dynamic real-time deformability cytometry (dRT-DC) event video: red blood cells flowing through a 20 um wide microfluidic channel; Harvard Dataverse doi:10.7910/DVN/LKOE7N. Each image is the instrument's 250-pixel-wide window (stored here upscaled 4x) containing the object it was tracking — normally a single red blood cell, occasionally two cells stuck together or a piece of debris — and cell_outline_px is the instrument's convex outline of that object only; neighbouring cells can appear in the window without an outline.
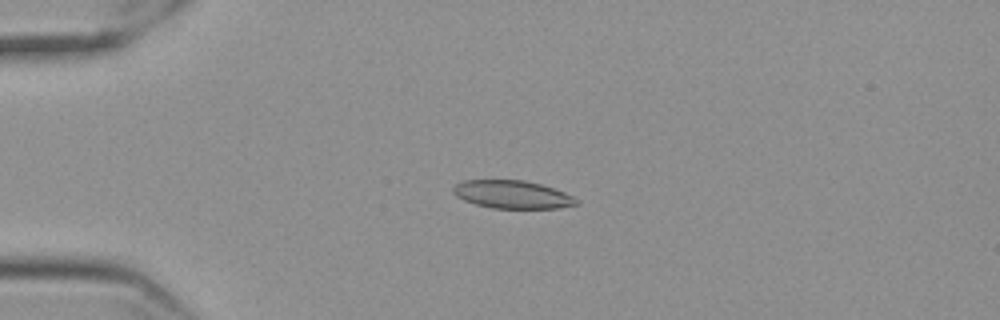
{"species": "Egyptian fruit bat (a non-hibernating species)", "species_latin": "Rousettus aegyptiacus", "temperature_condition": "cold", "stored_images_in_passage": 57, "camera_frame_rate_fps": 3000, "um_per_image_px": 0.085, "frame": {"image": 1, "passage_image": 14, "time_ms": 4.333, "image_size_px": [1000, 320], "cell_outline_px": [[580, 204], [560, 208], [492, 208], [476, 204], [464, 200], [456, 196], [452, 192], [452, 188], [456, 184], [464, 180], [524, 180], [540, 184], [564, 192], [572, 196]], "centroid_in_image_um": [43.53, 16.53], "position_along_channel_um": 41.5, "area_um2": 20.0}}
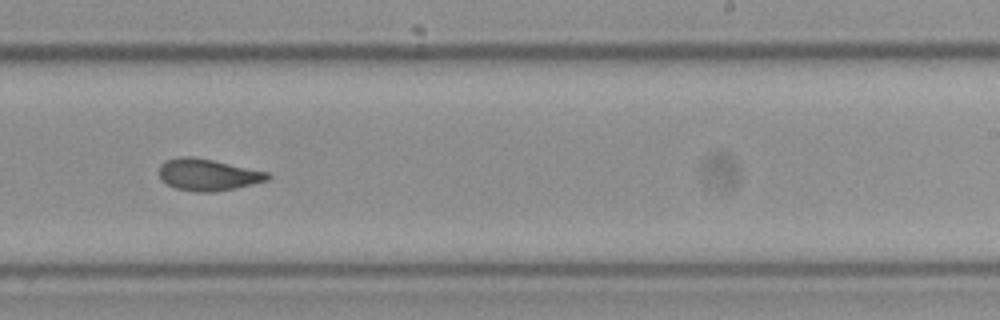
{"frame": {"image": 2, "passage_image": 36, "time_ms": 11.667, "image_size_px": [1000, 320], "cell_outline_px": [[272, 176], [268, 180], [252, 184], [212, 192], [196, 192], [176, 188], [168, 184], [160, 176], [160, 164], [164, 160], [180, 156], [192, 156], [212, 160], [268, 172]], "centroid_in_image_um": [17.66, 14.84], "position_along_channel_um": 271.3, "area_um2": 19.83}}
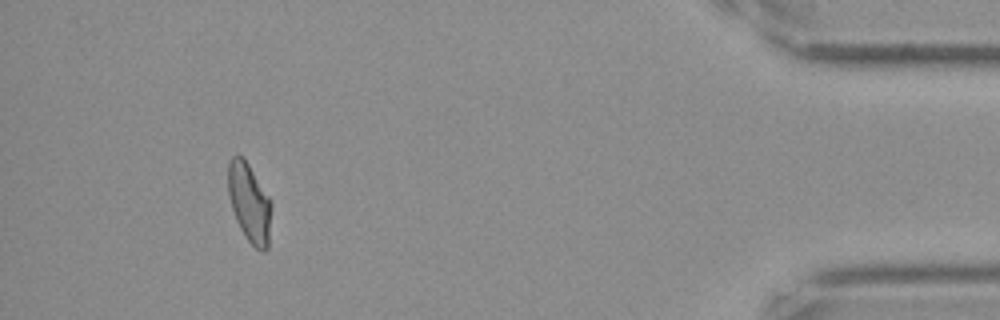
{"frame": {"image": 3, "passage_image": 53, "time_ms": 17.333, "image_size_px": [1000, 320], "cell_outline_px": [[272, 204], [268, 248], [264, 252], [256, 248], [244, 236], [236, 220], [232, 208], [228, 192], [228, 164], [232, 156], [244, 156], [272, 200]], "centroid_in_image_um": [21.22, 17.22], "position_along_channel_um": 414.0, "area_um2": 20.17}, "authors_computed_cell_mechanics": {"area_um2": 20.1722, "velocity_mm_per_s": 3.5566, "shape_relaxation_time_tau1_ms": 8.9484, "shape_relaxation_time_tau2_ms": 2.0079, "deformation_change_tau1": 0.1795, "deformation_change_tau2": 0.068}}